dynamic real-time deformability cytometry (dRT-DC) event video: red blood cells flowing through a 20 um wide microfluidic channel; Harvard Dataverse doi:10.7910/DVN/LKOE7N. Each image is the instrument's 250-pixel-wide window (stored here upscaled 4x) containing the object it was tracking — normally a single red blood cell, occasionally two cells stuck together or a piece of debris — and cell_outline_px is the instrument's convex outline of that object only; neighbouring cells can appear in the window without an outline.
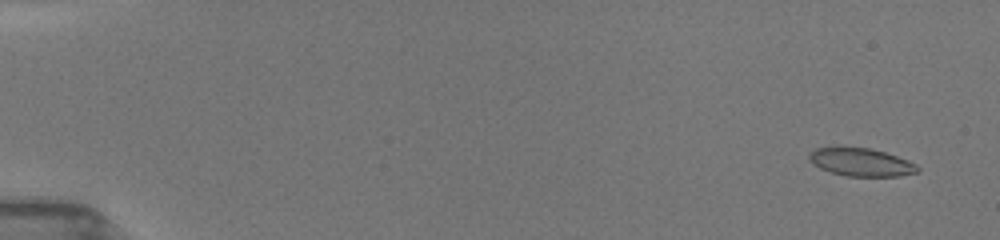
{"species": "common noctule bat (a hibernating species)", "species_latin": "Nyctalus noctula", "temperature_condition": "room temperature", "stored_images_in_passage": 40, "camera_frame_rate_fps": 3000, "um_per_image_px": 0.085, "animal": {"sex": "female", "body_mass_g": 19.5, "forearm_length_mm": 54.1}, "frame": {"image": 1, "passage_image": 3, "time_ms": 0.667, "image_size_px": [1000, 240], "cell_outline_px": [[920, 172], [900, 176], [848, 176], [832, 172], [820, 168], [812, 164], [808, 160], [808, 152], [816, 148], [836, 144], [840, 144], [872, 148], [908, 160], [916, 164], [920, 168]], "centroid_in_image_um": [73.13, 13.73], "position_along_channel_um": 11.9, "area_um2": 18.5}}
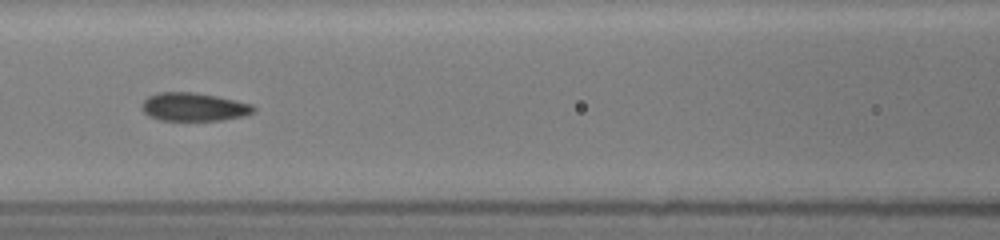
{"frame": {"image": 2, "passage_image": 18, "time_ms": 8.0, "image_size_px": [1000, 240], "cell_outline_px": [[256, 112], [244, 116], [224, 120], [160, 120], [148, 116], [140, 108], [140, 104], [148, 96], [160, 92], [196, 92], [216, 96], [252, 104], [256, 108]], "centroid_in_image_um": [16.47, 9.09], "position_along_channel_um": 150.1, "area_um2": 18.61}}
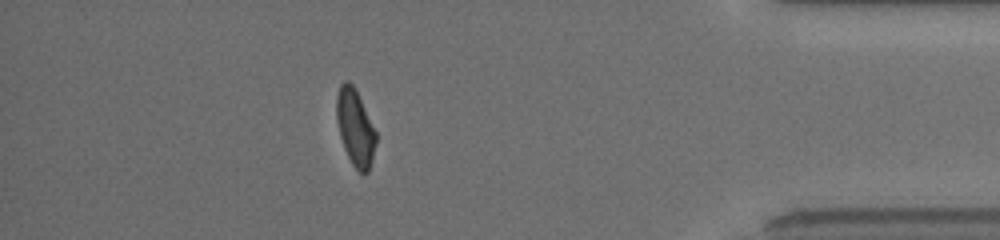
{"frame": {"image": 3, "passage_image": 35, "time_ms": 15.333, "image_size_px": [1000, 240], "cell_outline_px": [[376, 144], [372, 160], [368, 172], [360, 172], [352, 164], [344, 148], [340, 136], [336, 120], [336, 96], [340, 84], [344, 80], [348, 80], [352, 84], [376, 132]], "centroid_in_image_um": [30.17, 10.84], "position_along_channel_um": 405.0, "area_um2": 17.28}, "authors_computed_cell_mechanics": {"area_um2": 18.4671, "velocity_mm_per_s": 3.9809, "shape_relaxation_time_tau1_ms": 6.5263, "shape_relaxation_time_tau2_ms": 1.3955, "deformation_change_tau1": 0.1533, "deformation_change_tau2": 0.0676}}